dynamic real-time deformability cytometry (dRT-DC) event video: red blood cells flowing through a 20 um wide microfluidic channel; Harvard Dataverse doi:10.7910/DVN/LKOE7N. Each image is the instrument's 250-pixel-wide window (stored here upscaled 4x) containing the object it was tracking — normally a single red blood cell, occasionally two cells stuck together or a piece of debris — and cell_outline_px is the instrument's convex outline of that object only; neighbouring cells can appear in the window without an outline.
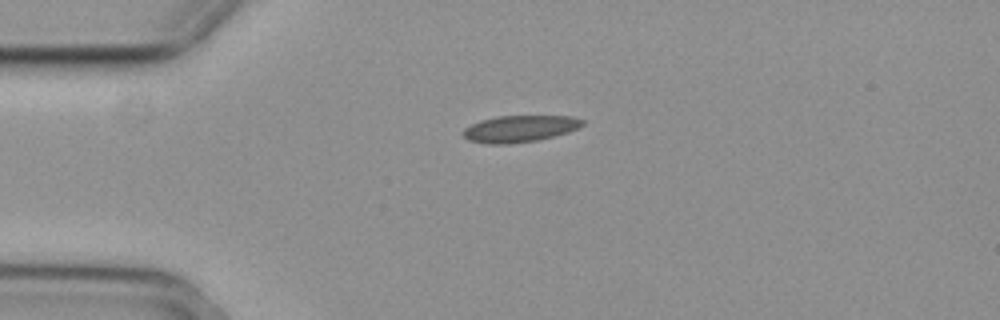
{"species": "common noctule bat (a hibernating species)", "species_latin": "Nyctalus noctula", "temperature_condition": "cold", "stored_images_in_passage": 37, "camera_frame_rate_fps": 3000, "um_per_image_px": 0.085, "animal": {"sex": "female", "body_mass_g": 29.2, "forearm_length_mm": 56.3}, "frame": {"image": 1, "passage_image": 1, "time_ms": 0.0, "image_size_px": [1000, 320], "cell_outline_px": [[584, 124], [568, 132], [536, 140], [508, 144], [488, 144], [468, 140], [460, 132], [464, 128], [480, 120], [496, 116], [572, 116], [584, 120]], "centroid_in_image_um": [44.13, 10.93], "position_along_channel_um": 40.9, "area_um2": 18.5}}
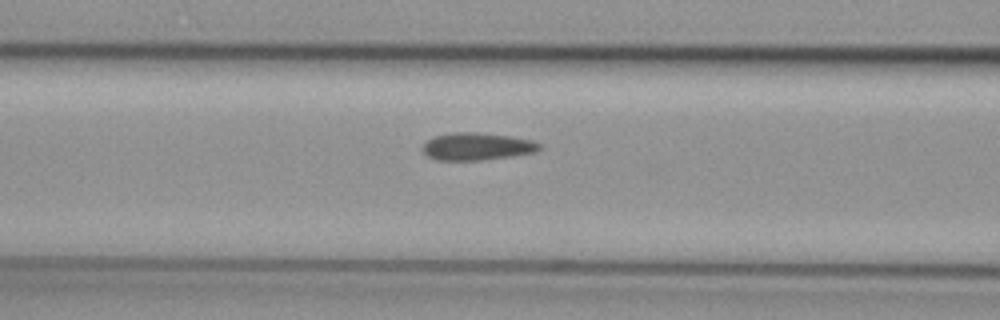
{"frame": {"image": 2, "passage_image": 10, "time_ms": 3.0, "image_size_px": [1000, 320], "cell_outline_px": [[540, 148], [536, 152], [512, 156], [484, 160], [436, 160], [428, 156], [420, 148], [432, 136], [452, 132], [476, 132], [508, 136], [532, 140], [540, 144]], "centroid_in_image_um": [40.51, 12.45], "position_along_channel_um": 126.1, "area_um2": 18.73}}
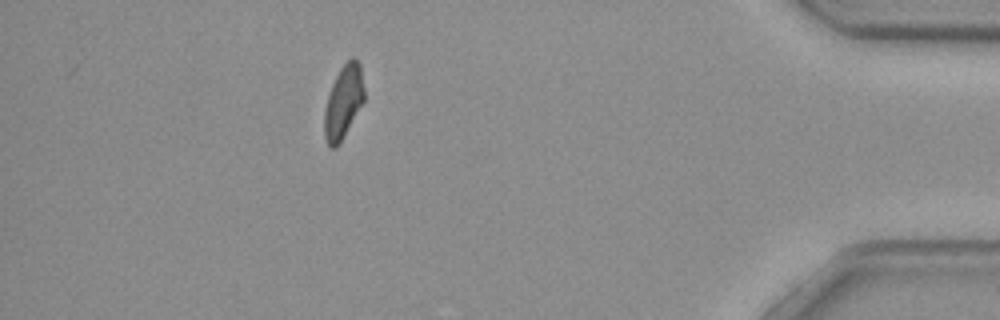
{"frame": {"image": 3, "passage_image": 37, "time_ms": 12.0, "image_size_px": [1000, 320], "cell_outline_px": [[364, 100], [340, 140], [332, 148], [328, 148], [324, 136], [324, 112], [328, 92], [340, 68], [352, 56], [360, 64], [364, 88]], "centroid_in_image_um": [29.16, 8.62], "position_along_channel_um": 406.0, "area_um2": 16.59}, "authors_computed_cell_mechanics": {"area_um2": 18.3226, "velocity_mm_per_s": 3.7053, "shape_relaxation_time_tau1_ms": null, "shape_relaxation_time_tau2_ms": 6.4521, "deformation_change_tau1": null, "deformation_change_tau2": 0.0982}}